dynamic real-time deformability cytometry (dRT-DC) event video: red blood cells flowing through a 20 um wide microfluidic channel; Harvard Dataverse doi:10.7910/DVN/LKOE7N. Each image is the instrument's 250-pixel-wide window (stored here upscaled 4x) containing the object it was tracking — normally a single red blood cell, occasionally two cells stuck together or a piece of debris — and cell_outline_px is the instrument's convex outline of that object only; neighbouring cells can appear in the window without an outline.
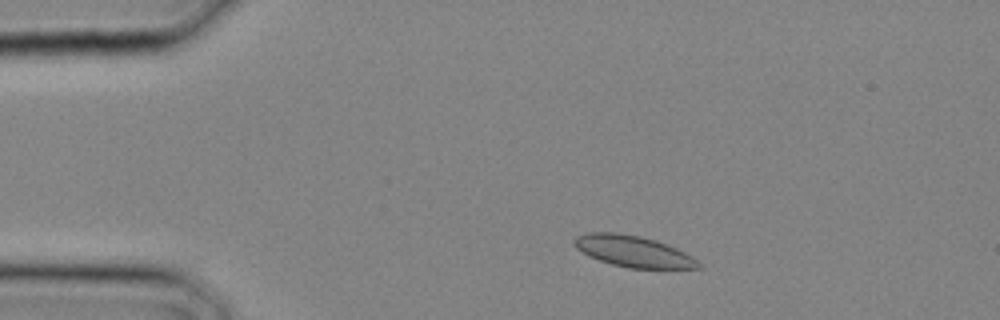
{"species": "common noctule bat (a hibernating species)", "species_latin": "Nyctalus noctula", "temperature_condition": "cold", "stored_images_in_passage": 2, "camera_frame_rate_fps": 3000, "um_per_image_px": 0.085, "animal": {"sex": "male", "body_mass_g": 20.4}, "frame": {"image": 1, "passage_image": 1, "time_ms": 0.0, "image_size_px": [1000, 320], "cell_outline_px": [[700, 268], [628, 268], [612, 264], [588, 256], [576, 248], [572, 240], [576, 236], [588, 232], [616, 232], [640, 236], [656, 240], [676, 248], [692, 256], [700, 264]], "centroid_in_image_um": [53.78, 21.35], "position_along_channel_um": 31.2, "area_um2": 22.54}}